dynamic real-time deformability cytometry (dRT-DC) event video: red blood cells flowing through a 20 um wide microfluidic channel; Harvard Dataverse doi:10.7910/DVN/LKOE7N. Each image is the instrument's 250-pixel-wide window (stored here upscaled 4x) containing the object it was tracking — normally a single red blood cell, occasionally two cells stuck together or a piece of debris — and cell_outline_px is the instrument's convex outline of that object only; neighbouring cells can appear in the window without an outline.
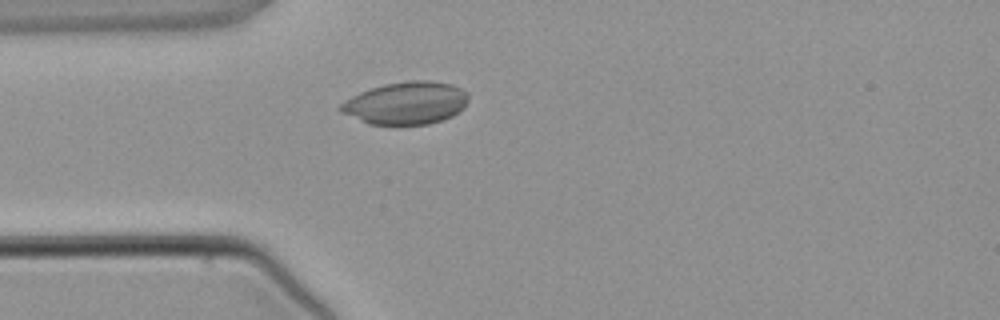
{"species": "common noctule bat (a hibernating species)", "species_latin": "Nyctalus noctula", "temperature_condition": "warm", "stored_images_in_passage": 1, "camera_frame_rate_fps": 3000, "um_per_image_px": 0.085, "animal": {"sex": "male", "body_mass_g": 21.5, "forearm_length_mm": 52.0}, "frame": {"image": 1, "passage_image": 1, "time_ms": 0.0, "image_size_px": [1000, 320], "cell_outline_px": [[468, 100], [464, 108], [452, 116], [428, 124], [368, 124], [340, 112], [336, 108], [344, 100], [360, 92], [384, 84], [408, 80], [428, 80], [452, 84], [468, 92]], "centroid_in_image_um": [34.5, 8.75], "position_along_channel_um": 50.5, "area_um2": 31.79}}